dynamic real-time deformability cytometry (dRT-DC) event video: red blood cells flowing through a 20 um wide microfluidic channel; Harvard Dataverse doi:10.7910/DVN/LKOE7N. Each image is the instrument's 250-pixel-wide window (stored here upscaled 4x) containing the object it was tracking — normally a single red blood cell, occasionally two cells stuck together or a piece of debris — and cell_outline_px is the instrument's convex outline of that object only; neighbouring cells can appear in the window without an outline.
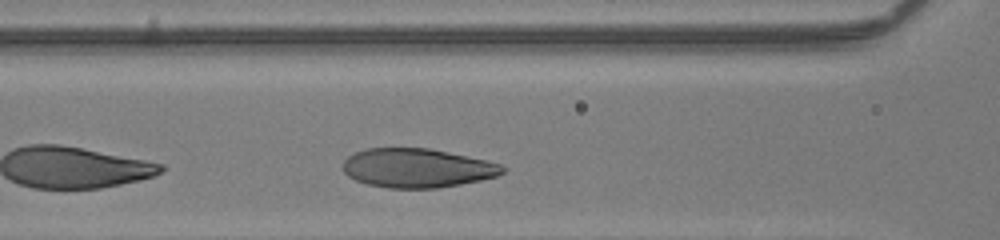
{"species": "human", "species_latin": "Homo sapiens", "temperature_condition": "room temperature", "stored_images_in_passage": 26, "camera_frame_rate_fps": 3000, "um_per_image_px": 0.085, "donor": {"sex": "male"}, "frame": {"image": 1, "passage_image": 6, "time_ms": 1.667, "image_size_px": [1000, 240], "cell_outline_px": [[508, 168], [504, 172], [496, 176], [480, 180], [460, 184], [436, 188], [388, 188], [368, 184], [356, 180], [348, 176], [344, 172], [344, 160], [348, 156], [364, 148], [428, 148], [488, 160], [500, 164]], "centroid_in_image_um": [35.47, 14.28], "position_along_channel_um": 131.1, "area_um2": 36.3}}
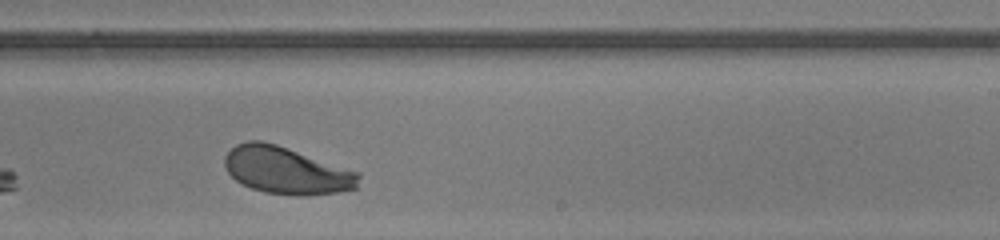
{"frame": {"image": 2, "passage_image": 16, "time_ms": 5.0, "image_size_px": [1000, 240], "cell_outline_px": [[360, 176], [356, 188], [340, 192], [304, 196], [296, 196], [264, 192], [252, 188], [236, 180], [228, 172], [224, 164], [224, 156], [236, 144], [248, 140], [260, 140], [276, 144], [360, 172]], "centroid_in_image_um": [24.35, 14.49], "position_along_channel_um": 264.6, "area_um2": 36.88}}
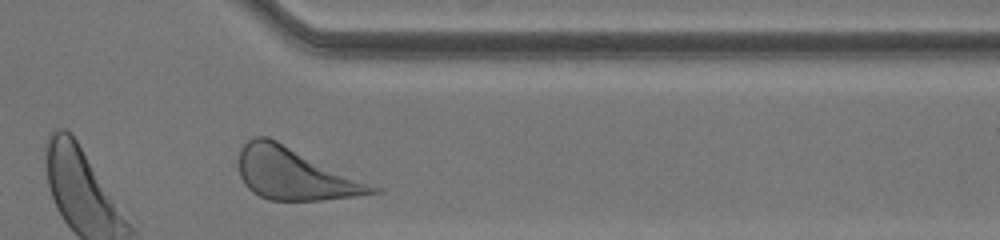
{"frame": {"image": 3, "passage_image": 25, "time_ms": 8.0, "image_size_px": [1000, 240], "cell_outline_px": [[384, 188], [380, 192], [356, 196], [320, 200], [268, 200], [252, 192], [244, 184], [240, 176], [236, 164], [236, 160], [240, 148], [248, 140], [256, 136], [268, 136]], "centroid_in_image_um": [25.06, 14.77], "position_along_channel_um": 386.3, "area_um2": 41.1}, "authors_computed_cell_mechanics": {"area_um2": 37.0498, "velocity_mm_per_s": 4.0239, "shape_relaxation_time_tau1_ms": 1.6912, "shape_relaxation_time_tau2_ms": null, "deformation_change_tau1": 0.121, "deformation_change_tau2": null}}